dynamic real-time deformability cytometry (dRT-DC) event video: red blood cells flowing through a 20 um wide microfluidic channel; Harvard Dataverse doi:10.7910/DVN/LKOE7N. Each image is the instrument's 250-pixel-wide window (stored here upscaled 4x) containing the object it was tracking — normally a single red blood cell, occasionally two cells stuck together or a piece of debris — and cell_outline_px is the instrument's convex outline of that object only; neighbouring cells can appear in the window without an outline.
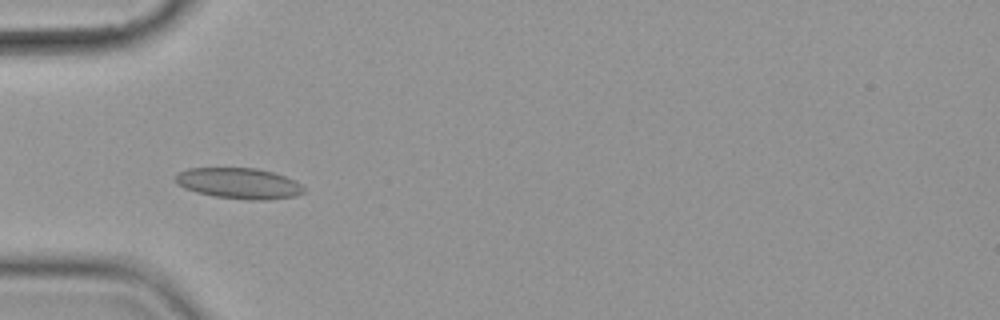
{"species": "common noctule bat (a hibernating species)", "species_latin": "Nyctalus noctula", "temperature_condition": "cold", "stored_images_in_passage": 7, "segment_of_instrument_passage": [1, 2], "camera_frame_rate_fps": 3000, "um_per_image_px": 0.085, "animal": {"sex": "female", "body_mass_g": 19.9}, "frame": {"image": 1, "passage_image": 5, "time_ms": 5.667, "image_size_px": [1000, 320], "cell_outline_px": [[304, 192], [296, 196], [268, 200], [248, 200], [212, 196], [196, 192], [184, 188], [176, 184], [176, 172], [188, 168], [256, 168], [272, 172], [296, 180], [304, 188]], "centroid_in_image_um": [20.29, 15.59], "position_along_channel_um": 64.7, "area_um2": 23.24}}